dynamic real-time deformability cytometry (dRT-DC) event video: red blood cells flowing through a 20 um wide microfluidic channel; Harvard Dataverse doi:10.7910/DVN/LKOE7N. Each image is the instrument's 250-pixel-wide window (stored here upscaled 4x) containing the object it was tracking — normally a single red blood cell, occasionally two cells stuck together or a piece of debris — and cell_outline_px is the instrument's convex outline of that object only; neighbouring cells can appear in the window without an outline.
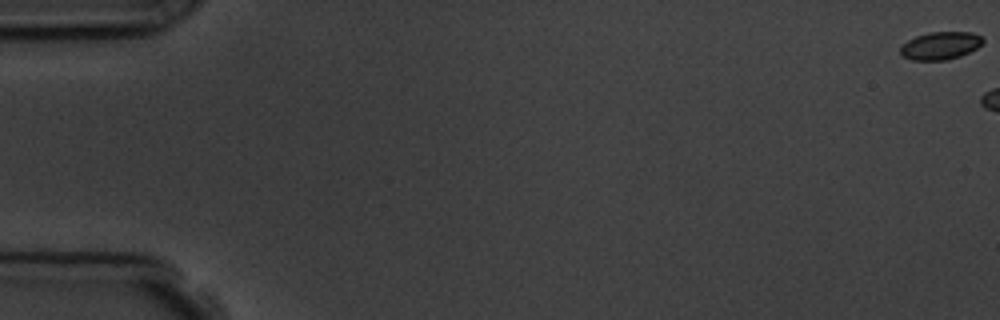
{"species": "common noctule bat (a hibernating species)", "species_latin": "Nyctalus noctula", "temperature_condition": "room temperature", "stored_images_in_passage": 3, "camera_frame_rate_fps": 3000, "um_per_image_px": 0.085, "animal": {"sex": "male", "body_mass_g": 19.5, "forearm_length_mm": 54.6}, "frame": {"image": 1, "passage_image": 1, "time_ms": 0.0, "image_size_px": [1000, 320], "cell_outline_px": [[984, 40], [976, 48], [960, 56], [944, 60], [912, 60], [904, 56], [900, 52], [900, 48], [908, 40], [916, 36], [928, 32], [972, 32], [980, 36]], "centroid_in_image_um": [79.92, 3.87], "position_along_channel_um": 5.1, "area_um2": 13.12}}